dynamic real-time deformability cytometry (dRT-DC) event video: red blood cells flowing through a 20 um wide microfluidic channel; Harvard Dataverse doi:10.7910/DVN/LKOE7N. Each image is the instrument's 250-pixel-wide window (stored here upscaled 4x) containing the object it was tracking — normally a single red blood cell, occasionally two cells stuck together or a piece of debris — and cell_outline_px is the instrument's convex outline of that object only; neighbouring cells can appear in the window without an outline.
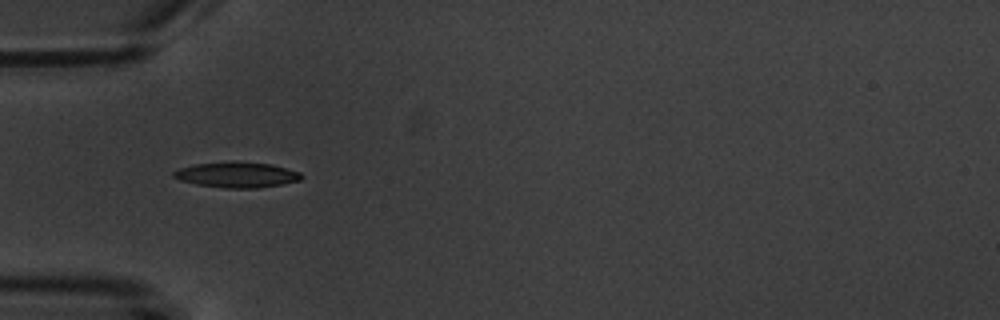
{"species": "common noctule bat (a hibernating species)", "species_latin": "Nyctalus noctula", "temperature_condition": "warm", "stored_images_in_passage": 15, "camera_frame_rate_fps": 3000, "um_per_image_px": 0.085, "animal": {"sex": "male", "body_mass_g": 20.1, "forearm_length_mm": 53.5}, "frame": {"image": 1, "passage_image": 5, "time_ms": 5.667, "image_size_px": [1000, 320], "cell_outline_px": [[304, 176], [300, 180], [280, 184], [256, 188], [224, 188], [196, 184], [180, 180], [172, 176], [172, 172], [180, 168], [196, 164], [232, 160], [236, 160], [272, 164], [300, 172]], "centroid_in_image_um": [20.12, 14.83], "position_along_channel_um": 64.9, "area_um2": 19.19}}
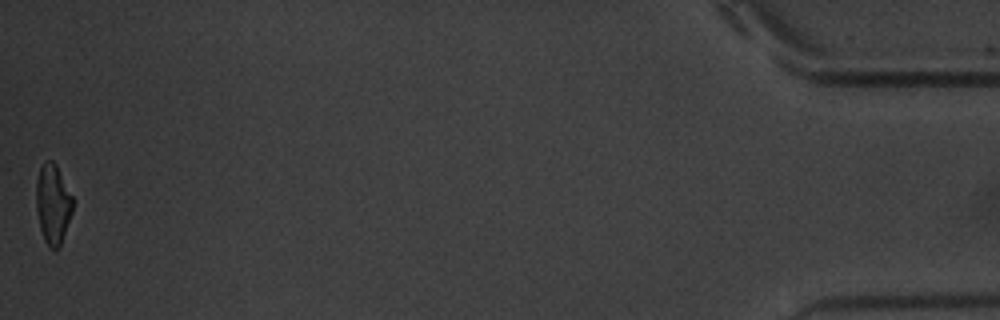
{"frame": {"image": 2, "passage_image": 15, "time_ms": 18.333, "image_size_px": [1000, 320], "cell_outline_px": [[72, 212], [60, 248], [52, 248], [44, 240], [40, 228], [36, 208], [36, 180], [40, 168], [44, 160], [52, 160], [56, 164], [72, 196]], "centroid_in_image_um": [4.48, 17.32], "position_along_channel_um": 430.7, "area_um2": 16.94}, "authors_computed_cell_mechanics": {"area_um2": 17.8602, "velocity_mm_per_s": 3.6135, "shape_relaxation_time_tau1_ms": 3.9544, "shape_relaxation_time_tau2_ms": 1.4551, "deformation_change_tau1": 0.1546, "deformation_change_tau2": 0.0817}}